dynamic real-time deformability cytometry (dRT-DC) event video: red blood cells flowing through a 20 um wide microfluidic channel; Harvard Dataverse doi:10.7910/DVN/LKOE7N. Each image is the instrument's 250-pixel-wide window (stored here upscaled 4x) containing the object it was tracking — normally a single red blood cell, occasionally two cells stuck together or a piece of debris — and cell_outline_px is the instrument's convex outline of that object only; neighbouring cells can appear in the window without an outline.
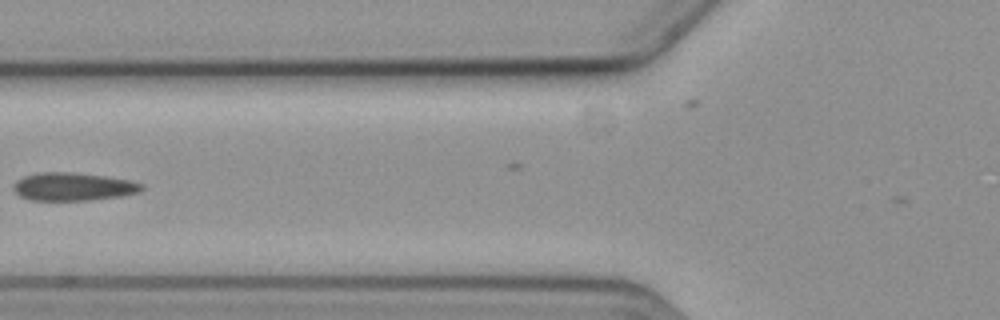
{"species": "common noctule bat (a hibernating species)", "species_latin": "Nyctalus noctula", "temperature_condition": "cold", "stored_images_in_passage": 3, "camera_frame_rate_fps": 3000, "um_per_image_px": 0.085, "animal": {"sex": "female", "body_mass_g": 19.3, "forearm_length_mm": 54.1}, "frame": {"image": 1, "passage_image": 3, "time_ms": 2.333, "image_size_px": [1000, 320], "cell_outline_px": [[144, 188], [140, 192], [120, 196], [88, 200], [28, 200], [20, 196], [12, 188], [16, 180], [24, 176], [40, 172], [68, 172], [104, 176], [128, 180], [144, 184]], "centroid_in_image_um": [6.2, 15.87], "position_along_channel_um": 119.6, "area_um2": 20.87}}